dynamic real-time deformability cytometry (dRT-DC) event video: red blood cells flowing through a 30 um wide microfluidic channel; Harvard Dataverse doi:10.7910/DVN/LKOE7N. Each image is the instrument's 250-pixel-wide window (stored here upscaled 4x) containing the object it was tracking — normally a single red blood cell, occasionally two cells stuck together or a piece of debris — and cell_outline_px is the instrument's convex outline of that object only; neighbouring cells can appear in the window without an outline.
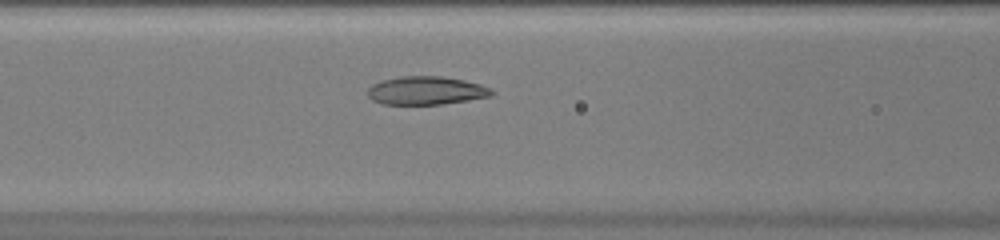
{"species": "common noctule bat (a hibernating species)", "species_latin": "Nyctalus noctula", "temperature_condition": "warm", "stored_images_in_passage": 44, "camera_frame_rate_fps": 3000, "um_per_image_px": 0.085, "animal": {"sex": "female", "body_mass_g": 20.0, "forearm_length_mm": 54.0}, "frame": {"image": 1, "passage_image": 15, "time_ms": 4.667, "image_size_px": [1000, 240], "cell_outline_px": [[496, 92], [492, 96], [444, 104], [384, 104], [372, 100], [368, 96], [368, 88], [372, 84], [384, 80], [400, 76], [444, 76], [464, 80], [480, 84]], "centroid_in_image_um": [36.23, 7.69], "position_along_channel_um": 130.4, "area_um2": 20.46}}
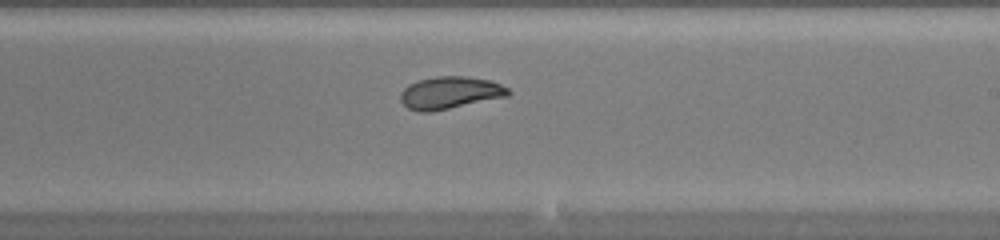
{"frame": {"image": 2, "passage_image": 24, "time_ms": 7.667, "image_size_px": [1000, 240], "cell_outline_px": [[512, 92], [508, 96], [432, 112], [420, 112], [408, 108], [400, 100], [400, 92], [408, 84], [416, 80], [436, 76], [468, 76], [492, 80], [508, 88]], "centroid_in_image_um": [38.24, 7.87], "position_along_channel_um": 250.8, "area_um2": 20.58}}
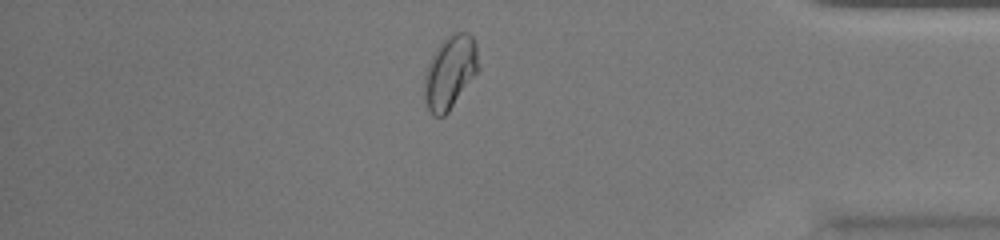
{"frame": {"image": 3, "passage_image": 37, "time_ms": 12.0, "image_size_px": [1000, 240], "cell_outline_px": [[480, 72], [448, 112], [444, 116], [432, 116], [424, 100], [424, 72], [436, 48], [452, 32], [468, 32], [472, 36], [476, 44], [480, 68]], "centroid_in_image_um": [38.28, 6.15], "position_along_channel_um": 396.9, "area_um2": 23.58}, "authors_computed_cell_mechanics": {"area_um2": 21.9062, "velocity_mm_per_s": 4.0149, "shape_relaxation_time_tau1_ms": 9.3662, "shape_relaxation_time_tau2_ms": 1.6336, "deformation_change_tau1": 0.2315, "deformation_change_tau2": 0.0559}}